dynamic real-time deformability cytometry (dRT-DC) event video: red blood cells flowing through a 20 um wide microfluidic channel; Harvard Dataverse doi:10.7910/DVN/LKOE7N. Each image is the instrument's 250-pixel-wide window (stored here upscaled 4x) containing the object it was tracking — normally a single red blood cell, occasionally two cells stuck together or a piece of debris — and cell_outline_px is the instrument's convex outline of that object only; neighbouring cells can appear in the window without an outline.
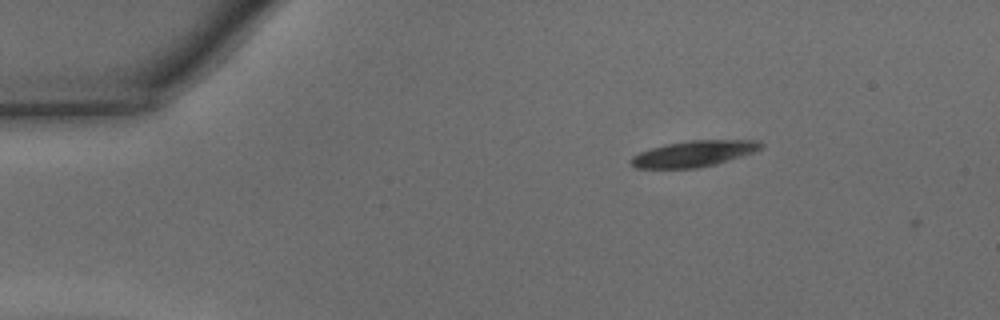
{"species": "common noctule bat (a hibernating species)", "species_latin": "Nyctalus noctula", "temperature_condition": "warm", "stored_images_in_passage": 40, "camera_frame_rate_fps": 3000, "um_per_image_px": 0.085, "animal": {"sex": "male", "body_mass_g": 15.6}, "frame": {"image": 1, "passage_image": 2, "time_ms": 0.333, "image_size_px": [1000, 320], "cell_outline_px": [[764, 148], [716, 164], [696, 168], [636, 168], [628, 160], [632, 156], [640, 152], [664, 144], [688, 140], [760, 140], [764, 144]], "centroid_in_image_um": [58.98, 13.05], "position_along_channel_um": 26.0, "area_um2": 19.71}}
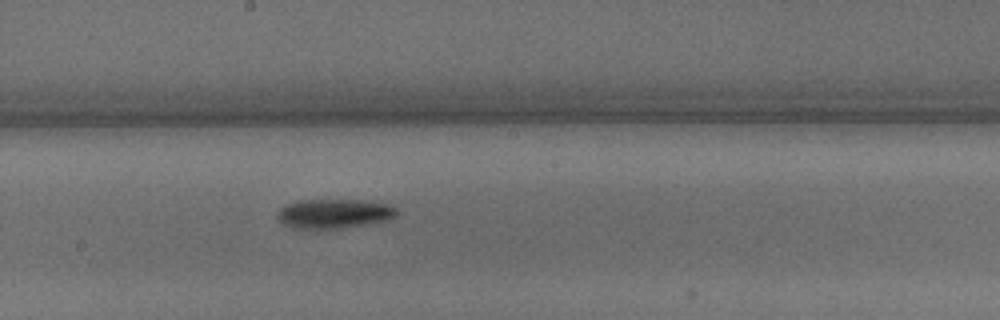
{"frame": {"image": 2, "passage_image": 20, "time_ms": 6.333, "image_size_px": [1000, 320], "cell_outline_px": [[400, 212], [396, 216], [388, 220], [372, 224], [336, 228], [292, 228], [284, 224], [276, 216], [276, 212], [284, 204], [300, 200], [368, 200], [392, 204]], "centroid_in_image_um": [28.45, 18.14], "position_along_channel_um": 219.7, "area_um2": 20.81}}
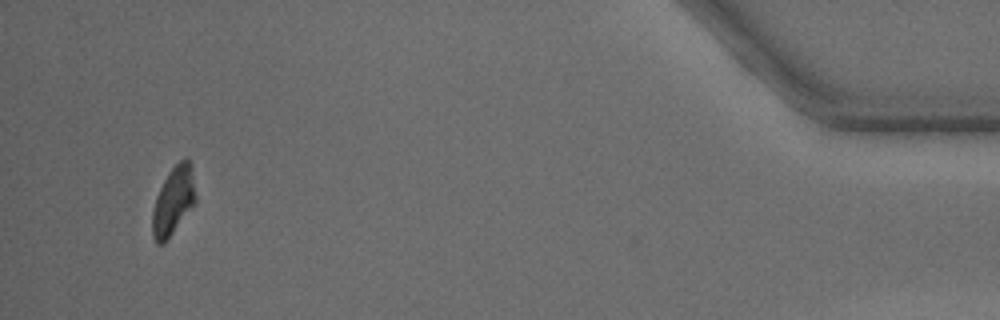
{"frame": {"image": 3, "passage_image": 39, "time_ms": 12.667, "image_size_px": [1000, 320], "cell_outline_px": [[196, 204], [164, 244], [156, 244], [152, 236], [152, 212], [156, 196], [168, 172], [184, 156], [188, 160], [196, 196]], "centroid_in_image_um": [14.71, 17.14], "position_along_channel_um": 420.5, "area_um2": 17.17}, "authors_computed_cell_mechanics": {"area_um2": 19.7965, "velocity_mm_per_s": 4.3431, "shape_relaxation_time_tau1_ms": 1.9095, "shape_relaxation_time_tau2_ms": null, "deformation_change_tau1": 0.1109, "deformation_change_tau2": null}}